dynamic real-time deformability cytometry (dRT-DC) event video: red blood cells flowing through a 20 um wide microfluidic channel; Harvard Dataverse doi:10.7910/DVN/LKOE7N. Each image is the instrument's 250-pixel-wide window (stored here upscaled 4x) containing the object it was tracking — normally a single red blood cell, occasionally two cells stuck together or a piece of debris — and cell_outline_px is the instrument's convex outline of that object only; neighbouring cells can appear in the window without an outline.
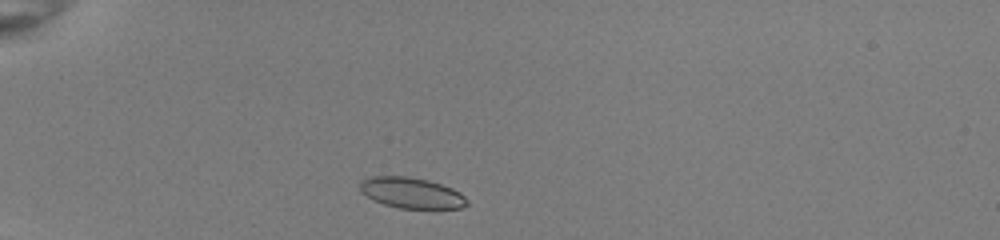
{"species": "common noctule bat (a hibernating species)", "species_latin": "Nyctalus noctula", "temperature_condition": "room temperature", "stored_images_in_passage": 38, "camera_frame_rate_fps": 3000, "um_per_image_px": 0.085, "animal": {"sex": "female", "body_mass_g": 22.0, "forearm_length_mm": 56.7}, "frame": {"image": 1, "passage_image": 2, "time_ms": 0.333, "image_size_px": [1000, 240], "cell_outline_px": [[468, 204], [460, 208], [400, 208], [384, 204], [360, 192], [360, 180], [372, 176], [408, 176], [428, 180], [452, 188], [460, 192], [468, 200]], "centroid_in_image_um": [34.98, 16.38], "position_along_channel_um": 50.0, "area_um2": 19.07}}
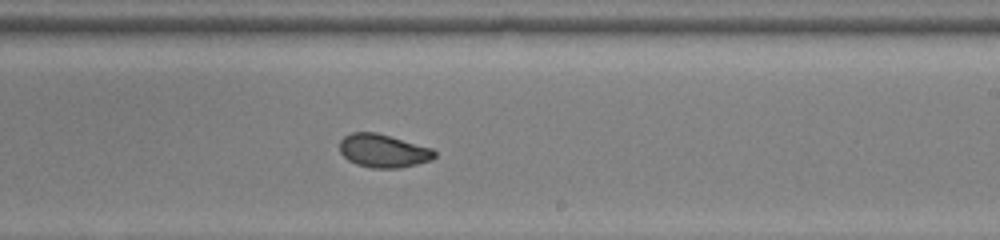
{"frame": {"image": 2, "passage_image": 20, "time_ms": 6.333, "image_size_px": [1000, 240], "cell_outline_px": [[436, 156], [432, 160], [400, 168], [372, 168], [356, 164], [348, 160], [340, 152], [340, 140], [344, 136], [352, 132], [376, 132], [432, 148], [436, 152]], "centroid_in_image_um": [32.58, 12.82], "position_along_channel_um": 256.4, "area_um2": 18.44}}
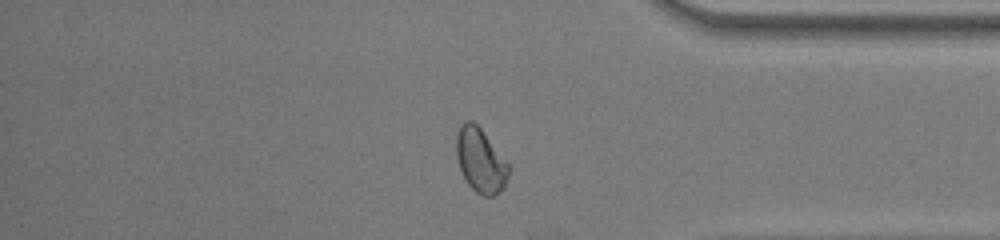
{"frame": {"image": 3, "passage_image": 31, "time_ms": 10.0, "image_size_px": [1000, 240], "cell_outline_px": [[508, 176], [504, 188], [492, 196], [484, 196], [476, 192], [468, 184], [460, 168], [456, 156], [456, 132], [460, 124], [464, 120], [472, 120], [480, 128], [508, 164]], "centroid_in_image_um": [40.8, 13.61], "position_along_channel_um": 394.4, "area_um2": 19.31}, "authors_computed_cell_mechanics": {"area_um2": 19.2474, "velocity_mm_per_s": 3.9968, "shape_relaxation_time_tau1_ms": 5.8107, "shape_relaxation_time_tau2_ms": 0.9419, "deformation_change_tau1": 0.1545, "deformation_change_tau2": 0.053}}